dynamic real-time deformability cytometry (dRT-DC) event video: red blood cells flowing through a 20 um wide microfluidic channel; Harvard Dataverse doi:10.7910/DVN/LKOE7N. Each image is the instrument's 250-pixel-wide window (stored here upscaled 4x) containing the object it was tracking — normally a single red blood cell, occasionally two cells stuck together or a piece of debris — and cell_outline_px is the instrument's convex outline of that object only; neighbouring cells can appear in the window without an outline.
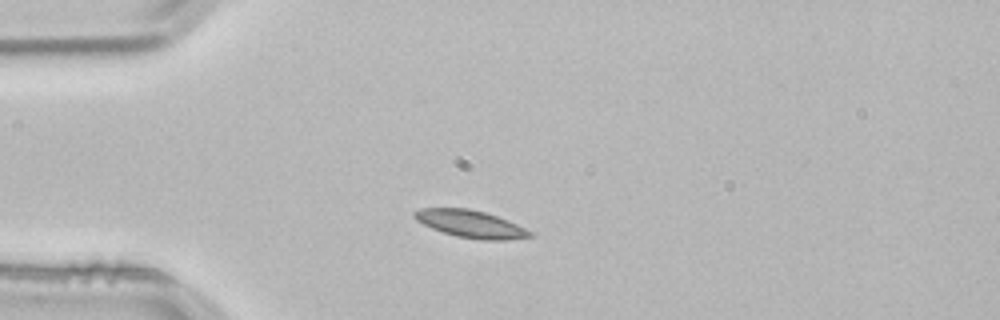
{"species": "common noctule bat (a hibernating species)", "species_latin": "Nyctalus noctula", "temperature_condition": "room temperature", "stored_images_in_passage": 11, "camera_frame_rate_fps": 3000, "um_per_image_px": 0.085, "animal": {"sex": "male", "body_mass_g": 21.5, "forearm_length_mm": 52.0}, "frame": {"image": 1, "passage_image": 1, "time_ms": 0.0, "image_size_px": [1000, 320], "cell_outline_px": [[536, 236], [508, 240], [480, 240], [456, 236], [432, 228], [416, 220], [412, 216], [412, 212], [420, 208], [468, 208], [484, 212], [508, 220], [536, 232]], "centroid_in_image_um": [40.06, 19.04], "position_along_channel_um": 44.9, "area_um2": 18.67}}